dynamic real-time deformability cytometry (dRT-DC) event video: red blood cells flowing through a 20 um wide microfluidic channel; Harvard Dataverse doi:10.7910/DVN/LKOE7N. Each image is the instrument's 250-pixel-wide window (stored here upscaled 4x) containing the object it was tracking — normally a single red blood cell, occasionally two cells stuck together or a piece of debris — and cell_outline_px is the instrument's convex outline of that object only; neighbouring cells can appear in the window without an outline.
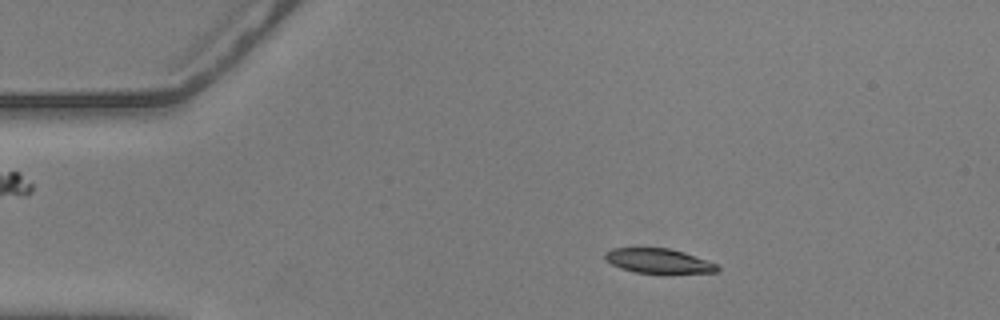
{"species": "common noctule bat (a hibernating species)", "species_latin": "Nyctalus noctula", "temperature_condition": "warm", "stored_images_in_passage": 56, "camera_frame_rate_fps": 3000, "um_per_image_px": 0.085, "animal": {"sex": "male", "body_mass_g": 20.5, "forearm_length_mm": 52.5}, "frame": {"image": 1, "passage_image": 10, "time_ms": 3.0, "image_size_px": [1000, 320], "cell_outline_px": [[720, 268], [716, 272], [636, 272], [620, 268], [604, 260], [604, 252], [612, 248], [668, 248], [684, 252], [716, 264]], "centroid_in_image_um": [55.9, 22.15], "position_along_channel_um": 29.1, "area_um2": 15.72}}
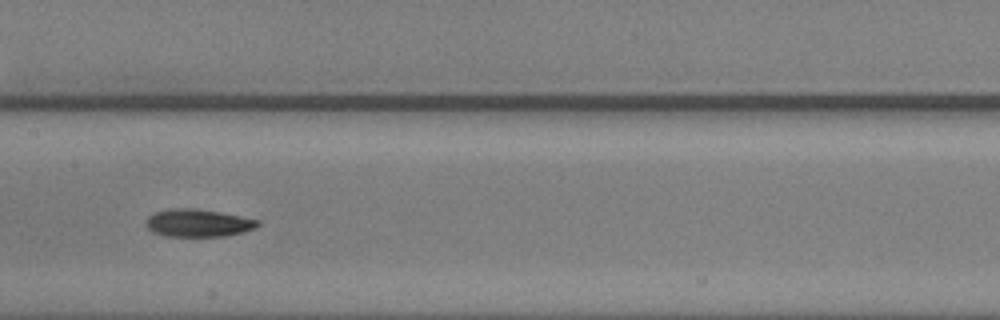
{"frame": {"image": 2, "passage_image": 28, "time_ms": 9.0, "image_size_px": [1000, 320], "cell_outline_px": [[260, 224], [256, 228], [244, 232], [224, 236], [164, 236], [152, 232], [144, 224], [148, 216], [156, 212], [172, 208], [196, 208], [220, 212], [260, 220]], "centroid_in_image_um": [16.84, 18.95], "position_along_channel_um": 190.6, "area_um2": 18.15}}
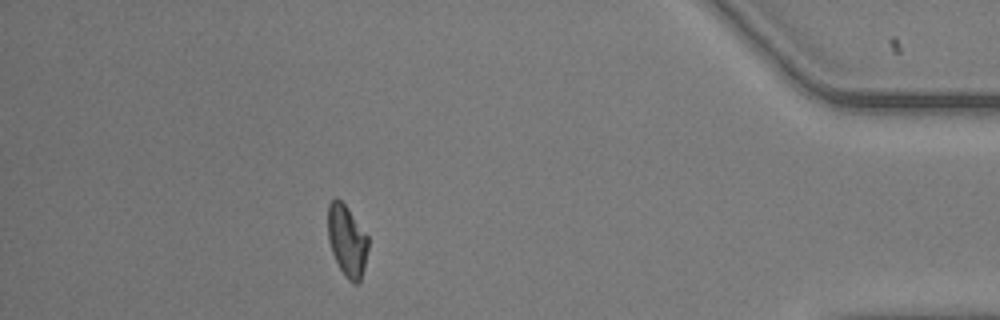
{"frame": {"image": 3, "passage_image": 50, "time_ms": 16.333, "image_size_px": [1000, 320], "cell_outline_px": [[368, 248], [364, 268], [360, 280], [356, 284], [352, 284], [344, 276], [332, 252], [328, 240], [328, 204], [336, 196], [344, 204], [368, 236]], "centroid_in_image_um": [29.49, 20.48], "position_along_channel_um": 405.7, "area_um2": 16.65}, "authors_computed_cell_mechanics": {"area_um2": 17.1666, "velocity_mm_per_s": 3.5909, "shape_relaxation_time_tau1_ms": 6.0213, "shape_relaxation_time_tau2_ms": 2.5873, "deformation_change_tau1": 0.1626, "deformation_change_tau2": 0.0735}}